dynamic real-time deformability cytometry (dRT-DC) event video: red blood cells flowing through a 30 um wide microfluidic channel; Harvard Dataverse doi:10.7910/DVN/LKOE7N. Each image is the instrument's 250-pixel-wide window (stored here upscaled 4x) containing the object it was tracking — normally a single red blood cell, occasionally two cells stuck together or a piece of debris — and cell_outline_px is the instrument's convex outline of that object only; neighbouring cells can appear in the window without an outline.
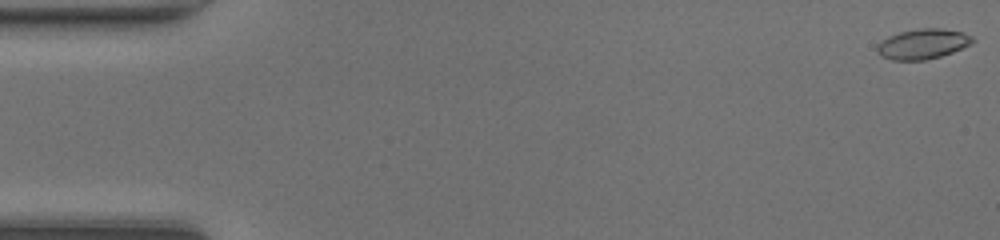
{"species": "common noctule bat (a hibernating species)", "species_latin": "Nyctalus noctula", "temperature_condition": "room temperature", "stored_images_in_passage": 48, "camera_frame_rate_fps": 3000, "um_per_image_px": 0.085, "animal": {"sex": "female", "body_mass_g": 20.0, "forearm_length_mm": 54.0}, "frame": {"image": 1, "passage_image": 1, "time_ms": 0.0, "image_size_px": [1000, 240], "cell_outline_px": [[976, 40], [972, 44], [952, 52], [940, 56], [924, 60], [892, 60], [880, 56], [876, 52], [876, 48], [880, 40], [888, 36], [900, 32], [920, 28], [940, 28], [960, 32], [972, 36]], "centroid_in_image_um": [78.41, 3.74], "position_along_channel_um": 6.6, "area_um2": 16.82}}
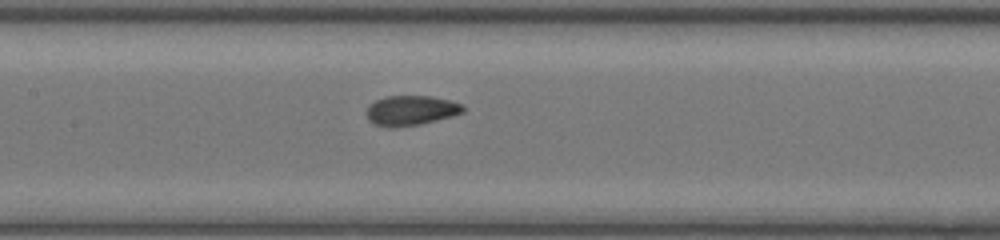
{"frame": {"image": 2, "passage_image": 23, "time_ms": 7.333, "image_size_px": [1000, 240], "cell_outline_px": [[464, 112], [452, 116], [420, 124], [392, 128], [388, 128], [372, 124], [368, 120], [364, 112], [368, 104], [376, 100], [388, 96], [432, 96], [464, 104]], "centroid_in_image_um": [34.87, 9.4], "position_along_channel_um": 172.5, "area_um2": 17.11}}
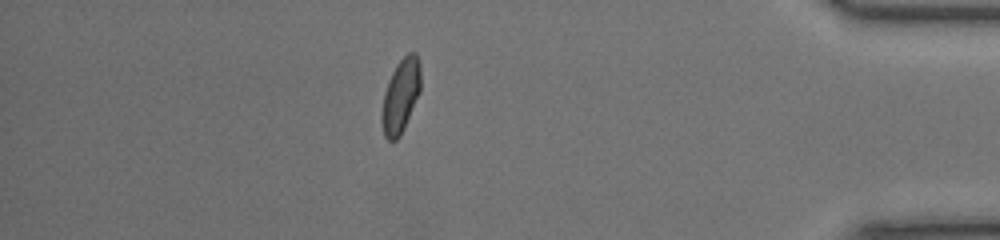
{"frame": {"image": 3, "passage_image": 42, "time_ms": 13.667, "image_size_px": [1000, 240], "cell_outline_px": [[420, 92], [404, 128], [400, 136], [396, 140], [388, 140], [384, 136], [380, 120], [380, 112], [384, 92], [388, 80], [396, 64], [408, 52], [416, 52], [420, 64]], "centroid_in_image_um": [34.03, 8.15], "position_along_channel_um": 401.2, "area_um2": 16.99}, "authors_computed_cell_mechanics": {"area_um2": 16.5886, "velocity_mm_per_s": 4.3175, "shape_relaxation_time_tau1_ms": 3.1099, "shape_relaxation_time_tau2_ms": 0.8203, "deformation_change_tau1": 0.1339, "deformation_change_tau2": 0.0534}}